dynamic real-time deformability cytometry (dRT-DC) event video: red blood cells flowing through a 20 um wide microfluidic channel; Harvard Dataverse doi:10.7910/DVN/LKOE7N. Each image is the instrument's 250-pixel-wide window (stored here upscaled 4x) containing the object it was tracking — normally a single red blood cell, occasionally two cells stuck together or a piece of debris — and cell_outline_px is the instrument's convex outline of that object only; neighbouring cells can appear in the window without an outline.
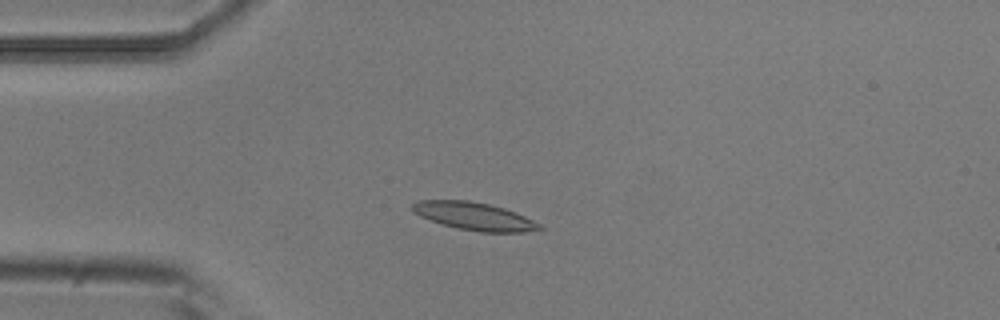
{"species": "common noctule bat (a hibernating species)", "species_latin": "Nyctalus noctula", "temperature_condition": "room temperature", "stored_images_in_passage": 5, "camera_frame_rate_fps": 3000, "um_per_image_px": 0.085, "animal": {"sex": "male", "body_mass_g": 20.5, "forearm_length_mm": 52.5}, "frame": {"image": 1, "passage_image": 3, "time_ms": 0.667, "image_size_px": [1000, 320], "cell_outline_px": [[544, 228], [524, 232], [480, 232], [456, 228], [420, 216], [412, 212], [412, 204], [420, 200], [468, 200], [488, 204], [504, 208], [516, 212], [540, 224]], "centroid_in_image_um": [40.31, 18.38], "position_along_channel_um": 44.7, "area_um2": 20.4}}
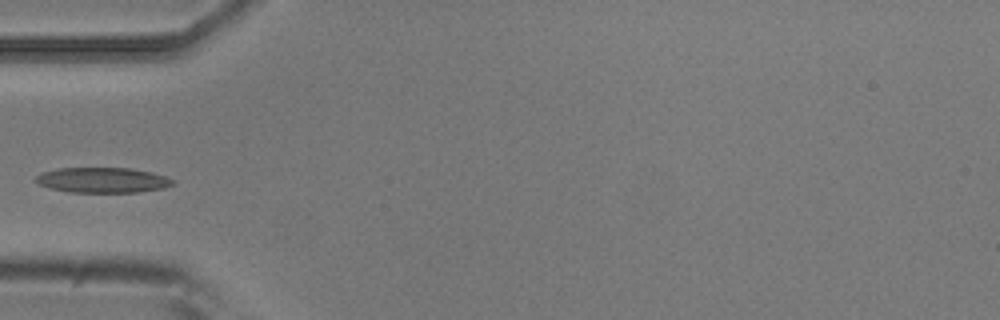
{"frame": {"image": 2, "passage_image": 4, "time_ms": 1.0, "image_size_px": [1000, 320], "cell_outline_px": [[176, 184], [164, 188], [136, 192], [68, 192], [52, 188], [40, 184], [32, 180], [40, 172], [60, 168], [128, 168], [152, 172], [164, 176], [172, 180]], "centroid_in_image_um": [8.7, 15.3], "position_along_channel_um": 76.3, "area_um2": 20.11}}
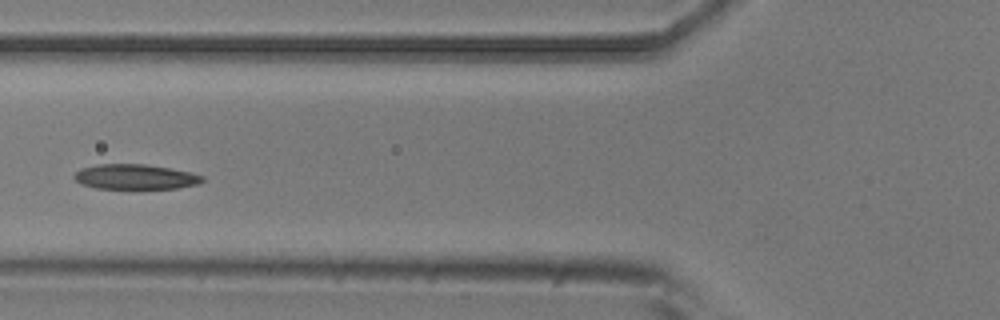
{"frame": {"image": 3, "passage_image": 5, "time_ms": 1.333, "image_size_px": [1000, 320], "cell_outline_px": [[204, 180], [200, 184], [176, 188], [96, 188], [80, 184], [72, 176], [80, 168], [96, 164], [144, 164], [192, 172], [204, 176]], "centroid_in_image_um": [11.49, 15.02], "position_along_channel_um": 114.3, "area_um2": 18.73}}